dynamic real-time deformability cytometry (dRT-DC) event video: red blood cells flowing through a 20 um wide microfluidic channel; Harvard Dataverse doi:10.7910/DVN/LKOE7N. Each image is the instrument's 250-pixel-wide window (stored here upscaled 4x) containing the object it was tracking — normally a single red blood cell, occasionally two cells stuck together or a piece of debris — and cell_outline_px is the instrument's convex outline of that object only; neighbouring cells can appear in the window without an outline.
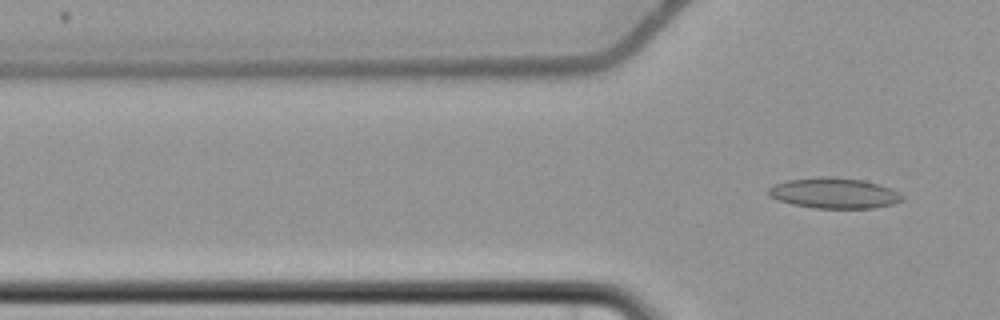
{"species": "common noctule bat (a hibernating species)", "species_latin": "Nyctalus noctula", "temperature_condition": "cold", "stored_images_in_passage": 5, "segment_of_instrument_passage": [2, 2], "camera_frame_rate_fps": 3000, "um_per_image_px": 0.085, "animal": {"sex": "female", "body_mass_g": 22.7, "forearm_length_mm": 54.2}, "frame": {"image": 1, "passage_image": 5, "time_ms": 5.0, "image_size_px": [1000, 320], "cell_outline_px": [[900, 200], [892, 204], [872, 208], [816, 208], [792, 204], [768, 196], [768, 188], [772, 184], [788, 180], [824, 176], [828, 176], [864, 180], [888, 188], [896, 192], [900, 196]], "centroid_in_image_um": [70.8, 16.41], "position_along_channel_um": 55.0, "area_um2": 23.41}}